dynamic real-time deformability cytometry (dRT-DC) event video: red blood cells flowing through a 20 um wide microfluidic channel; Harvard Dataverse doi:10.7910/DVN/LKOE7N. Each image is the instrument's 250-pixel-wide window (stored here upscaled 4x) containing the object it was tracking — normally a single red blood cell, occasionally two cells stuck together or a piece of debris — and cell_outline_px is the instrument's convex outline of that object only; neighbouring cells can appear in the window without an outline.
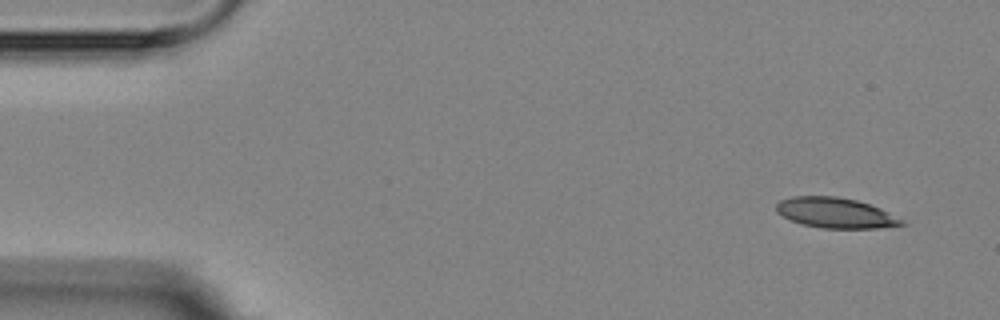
{"species": "Egyptian fruit bat (a non-hibernating species)", "species_latin": "Rousettus aegyptiacus", "temperature_condition": "room temperature", "stored_images_in_passage": 3, "camera_frame_rate_fps": 3000, "um_per_image_px": 0.085, "animal": {"sex": "female"}, "frame": {"image": 1, "passage_image": 1, "time_ms": 0.0, "image_size_px": [1000, 320], "cell_outline_px": [[908, 224], [876, 228], [820, 228], [800, 224], [776, 212], [776, 204], [780, 200], [792, 196], [836, 196], [856, 200], [880, 208], [904, 220]], "centroid_in_image_um": [71.01, 18.09], "position_along_channel_um": 14.0, "area_um2": 22.14}}